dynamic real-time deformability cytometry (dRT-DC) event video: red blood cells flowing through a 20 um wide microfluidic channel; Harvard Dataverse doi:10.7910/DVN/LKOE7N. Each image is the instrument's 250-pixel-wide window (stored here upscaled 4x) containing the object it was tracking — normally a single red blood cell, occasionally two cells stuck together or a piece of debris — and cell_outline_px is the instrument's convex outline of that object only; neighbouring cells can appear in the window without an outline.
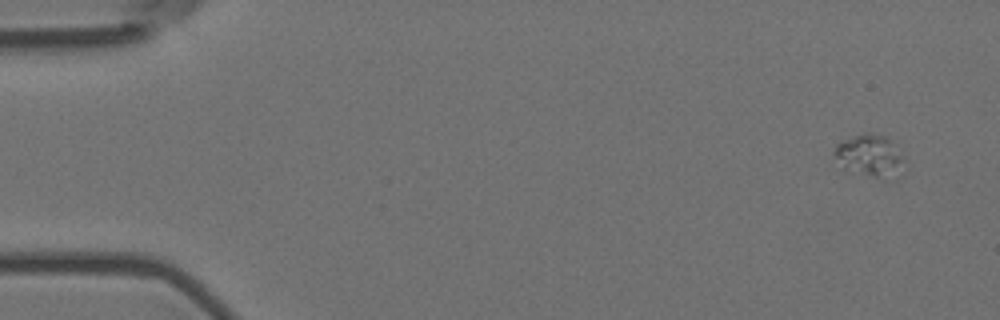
{"species": "Egyptian fruit bat (a non-hibernating species)", "species_latin": "Rousettus aegyptiacus", "temperature_condition": "room temperature", "stored_images_in_passage": 5, "camera_frame_rate_fps": 3000, "um_per_image_px": 0.085, "animal": {"sex": "female"}, "frame": {"image": 1, "passage_image": 1, "time_ms": 0.0, "image_size_px": [1000, 320], "cell_outline_px": [[908, 172], [904, 176], [896, 180], [872, 176], [844, 168], [836, 156], [836, 144], [844, 140], [868, 132], [884, 136], [904, 156]], "centroid_in_image_um": [74.11, 13.3], "position_along_channel_um": 10.9, "area_um2": 17.22}}
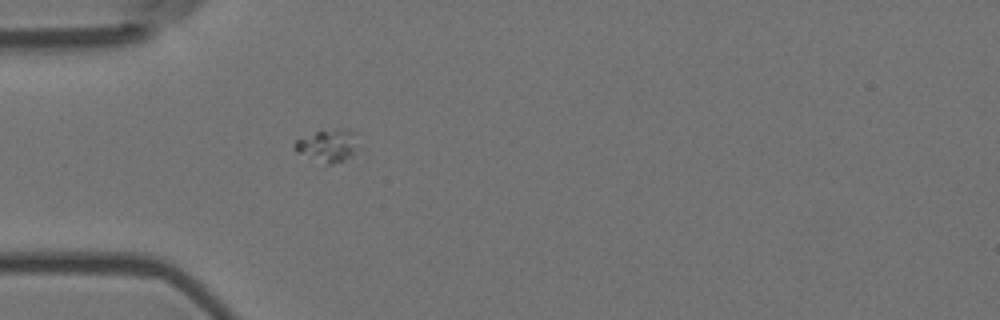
{"frame": {"image": 2, "passage_image": 5, "time_ms": 1.333, "image_size_px": [1000, 320], "cell_outline_px": [[360, 148], [352, 156], [344, 160], [332, 164], [324, 164], [296, 152], [292, 144], [296, 140], [316, 132], [340, 128], [344, 128], [356, 132]], "centroid_in_image_um": [27.93, 12.38], "position_along_channel_um": 57.1, "area_um2": 12.37}}